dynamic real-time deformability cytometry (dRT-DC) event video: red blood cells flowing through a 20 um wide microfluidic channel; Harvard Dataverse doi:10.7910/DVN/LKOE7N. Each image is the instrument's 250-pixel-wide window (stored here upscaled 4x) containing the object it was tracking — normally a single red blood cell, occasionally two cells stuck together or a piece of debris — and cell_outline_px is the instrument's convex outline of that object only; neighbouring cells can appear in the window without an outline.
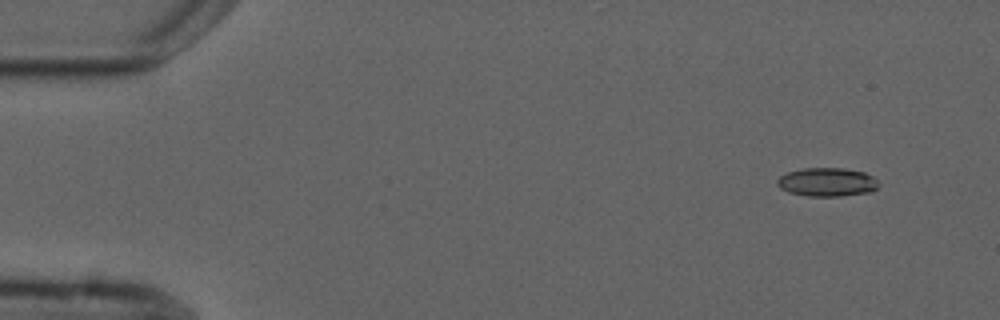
{"species": "common noctule bat (a hibernating species)", "species_latin": "Nyctalus noctula", "temperature_condition": "cold", "stored_images_in_passage": 6, "camera_frame_rate_fps": 3000, "um_per_image_px": 0.085, "animal": {"sex": "male", "forearm_length_mm": 52.5}, "frame": {"image": 1, "passage_image": 1, "time_ms": 0.0, "image_size_px": [1000, 320], "cell_outline_px": [[880, 184], [872, 192], [840, 196], [808, 196], [788, 192], [780, 188], [776, 184], [776, 180], [780, 176], [788, 172], [804, 168], [844, 168], [864, 172], [872, 176]], "centroid_in_image_um": [70.3, 15.48], "position_along_channel_um": 14.7, "area_um2": 16.99}}
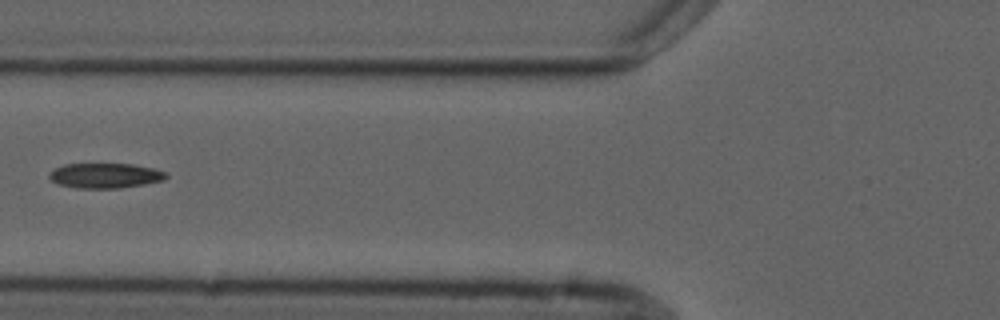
{"frame": {"image": 2, "passage_image": 5, "time_ms": 5.667, "image_size_px": [1000, 320], "cell_outline_px": [[168, 176], [164, 180], [144, 184], [120, 188], [76, 188], [60, 184], [52, 180], [48, 176], [56, 168], [64, 164], [132, 164], [156, 168], [168, 172]], "centroid_in_image_um": [9.02, 14.92], "position_along_channel_um": 116.8, "area_um2": 16.99}}
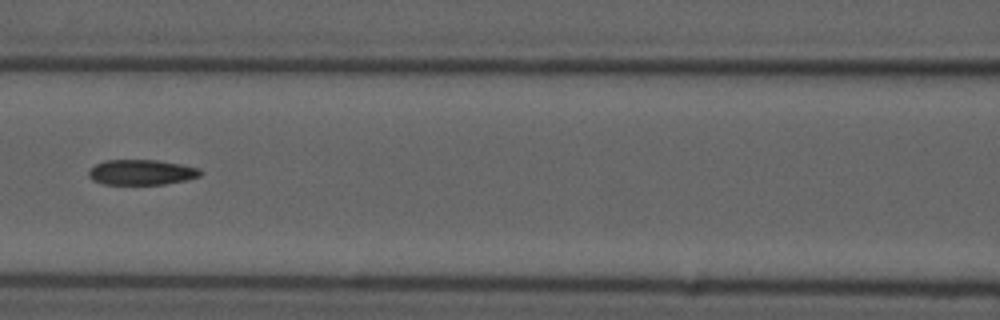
{"frame": {"image": 3, "passage_image": 6, "time_ms": 6.667, "image_size_px": [1000, 320], "cell_outline_px": [[204, 172], [200, 176], [184, 180], [164, 184], [104, 184], [92, 180], [88, 176], [88, 172], [96, 164], [104, 160], [156, 160], [180, 164], [200, 168]], "centroid_in_image_um": [12.03, 14.64], "position_along_channel_um": 154.6, "area_um2": 16.42}}